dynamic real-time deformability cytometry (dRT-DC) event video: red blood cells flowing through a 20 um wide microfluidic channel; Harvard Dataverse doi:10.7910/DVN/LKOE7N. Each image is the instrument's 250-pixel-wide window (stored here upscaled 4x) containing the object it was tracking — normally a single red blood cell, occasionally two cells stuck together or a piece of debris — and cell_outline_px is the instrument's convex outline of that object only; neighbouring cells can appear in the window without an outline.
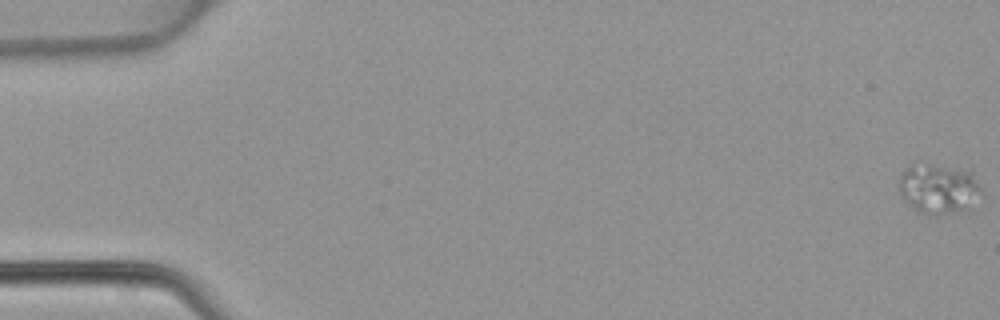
{"species": "common noctule bat (a hibernating species)", "species_latin": "Nyctalus noctula", "temperature_condition": "warm", "stored_images_in_passage": 49, "camera_frame_rate_fps": 3000, "um_per_image_px": 0.085, "animal": {"sex": "female", "body_mass_g": 22.7, "forearm_length_mm": 54.2}, "frame": {"image": 1, "passage_image": 1, "time_ms": 0.0, "image_size_px": [1000, 320], "cell_outline_px": [[984, 192], [968, 208], [936, 216], [920, 212], [908, 204], [904, 200], [900, 192], [900, 176], [904, 168], [908, 164], [972, 164]], "centroid_in_image_um": [79.89, 15.93], "position_along_channel_um": 5.1, "area_um2": 25.37}}
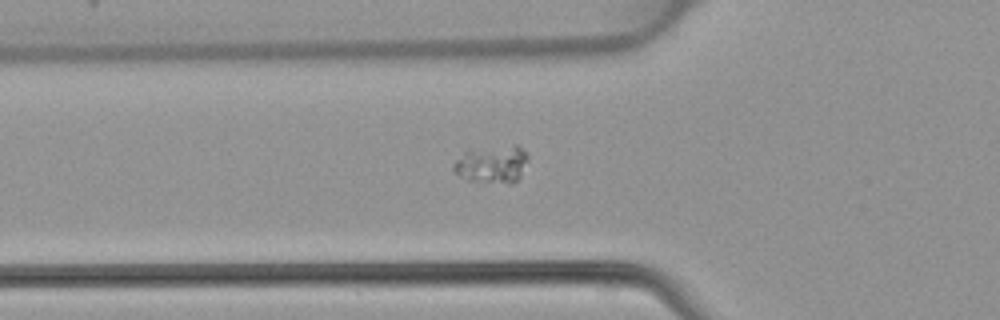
{"frame": {"image": 2, "passage_image": 18, "time_ms": 5.667, "image_size_px": [1000, 320], "cell_outline_px": [[528, 160], [520, 176], [512, 184], [508, 184], [468, 180], [460, 176], [452, 168], [452, 164], [468, 148], [516, 144], [528, 156]], "centroid_in_image_um": [41.8, 13.93], "position_along_channel_um": 84.0, "area_um2": 16.59}}
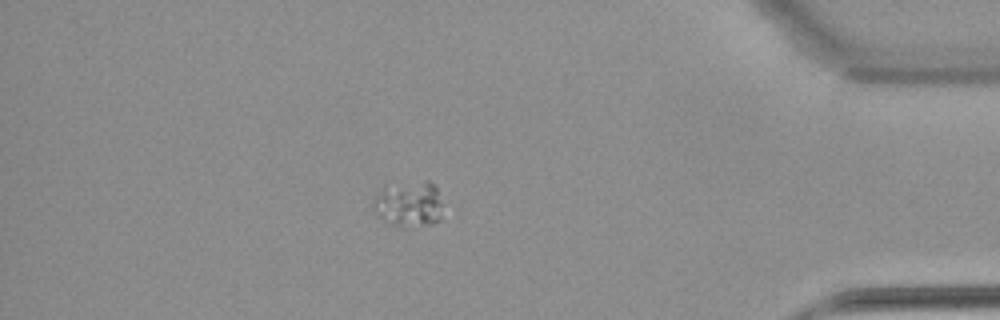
{"frame": {"image": 3, "passage_image": 43, "time_ms": 14.0, "image_size_px": [1000, 320], "cell_outline_px": [[448, 208], [440, 220], [432, 224], [400, 228], [384, 220], [372, 212], [372, 200], [384, 188], [424, 180], [428, 180], [436, 188]], "centroid_in_image_um": [34.84, 17.39], "position_along_channel_um": 400.4, "area_um2": 19.07}}